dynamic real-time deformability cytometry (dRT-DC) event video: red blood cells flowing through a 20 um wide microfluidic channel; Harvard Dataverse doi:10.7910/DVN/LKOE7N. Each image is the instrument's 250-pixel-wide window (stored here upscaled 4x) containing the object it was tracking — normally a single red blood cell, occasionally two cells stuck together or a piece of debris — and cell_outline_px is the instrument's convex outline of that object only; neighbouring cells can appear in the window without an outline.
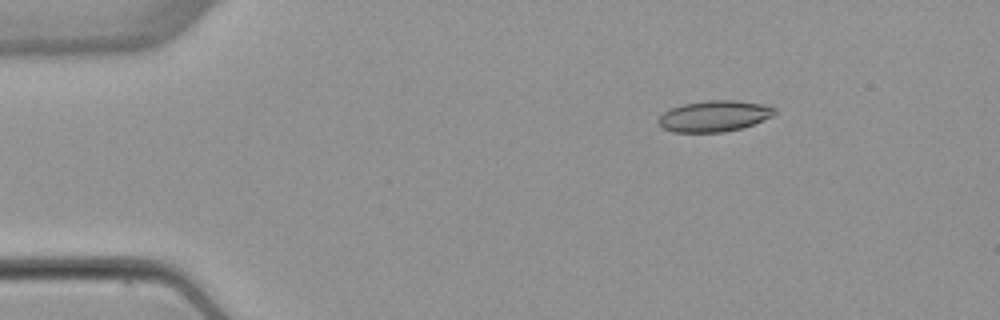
{"species": "common noctule bat (a hibernating species)", "species_latin": "Nyctalus noctula", "temperature_condition": "warm", "stored_images_in_passage": 4, "camera_frame_rate_fps": 3000, "um_per_image_px": 0.085, "animal": {"sex": "female", "body_mass_g": 22.7, "forearm_length_mm": 54.2}, "frame": {"image": 1, "passage_image": 2, "time_ms": 2.333, "image_size_px": [1000, 320], "cell_outline_px": [[776, 112], [772, 116], [764, 120], [740, 128], [724, 132], [672, 132], [664, 128], [656, 120], [664, 112], [672, 108], [684, 104], [708, 100], [736, 100], [768, 104], [776, 108]], "centroid_in_image_um": [60.75, 9.86], "position_along_channel_um": 24.3, "area_um2": 21.04}}